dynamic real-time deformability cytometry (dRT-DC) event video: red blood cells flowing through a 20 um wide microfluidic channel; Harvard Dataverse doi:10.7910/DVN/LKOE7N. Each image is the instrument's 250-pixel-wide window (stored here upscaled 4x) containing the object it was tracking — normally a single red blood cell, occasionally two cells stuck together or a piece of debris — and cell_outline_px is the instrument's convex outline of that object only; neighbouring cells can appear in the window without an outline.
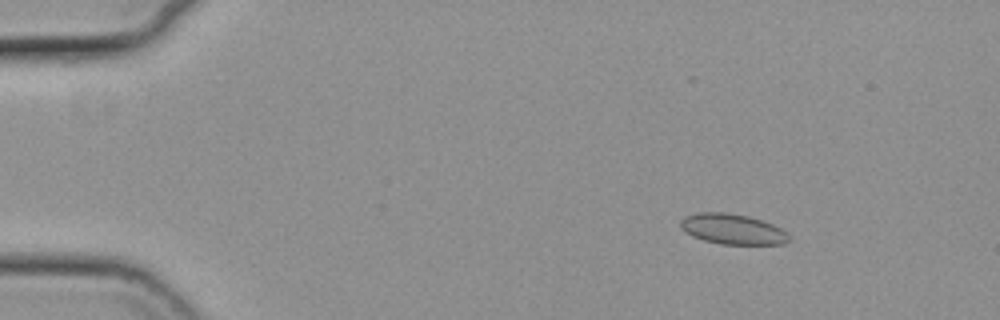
{"species": "common noctule bat (a hibernating species)", "species_latin": "Nyctalus noctula", "temperature_condition": "cold", "stored_images_in_passage": 57, "camera_frame_rate_fps": 3000, "um_per_image_px": 0.085, "animal": {"sex": "female", "body_mass_g": 19.3, "forearm_length_mm": 54.1}, "frame": {"image": 1, "passage_image": 9, "time_ms": 2.667, "image_size_px": [1000, 320], "cell_outline_px": [[792, 240], [784, 244], [720, 244], [704, 240], [692, 236], [680, 228], [680, 220], [684, 216], [696, 212], [728, 212], [748, 216], [772, 224], [780, 228], [792, 236]], "centroid_in_image_um": [62.27, 19.47], "position_along_channel_um": 22.7, "area_um2": 19.42}}
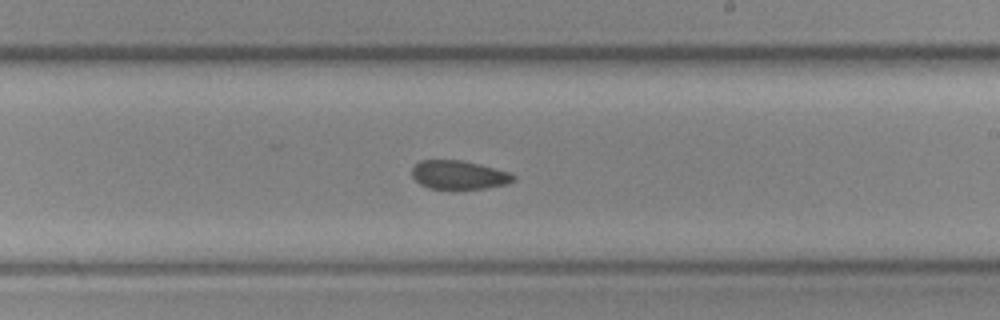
{"frame": {"image": 2, "passage_image": 35, "time_ms": 11.333, "image_size_px": [1000, 320], "cell_outline_px": [[516, 180], [504, 184], [484, 188], [428, 188], [420, 184], [412, 176], [412, 168], [420, 160], [460, 160], [508, 172], [516, 176]], "centroid_in_image_um": [38.96, 14.86], "position_along_channel_um": 250.0, "area_um2": 16.53}}
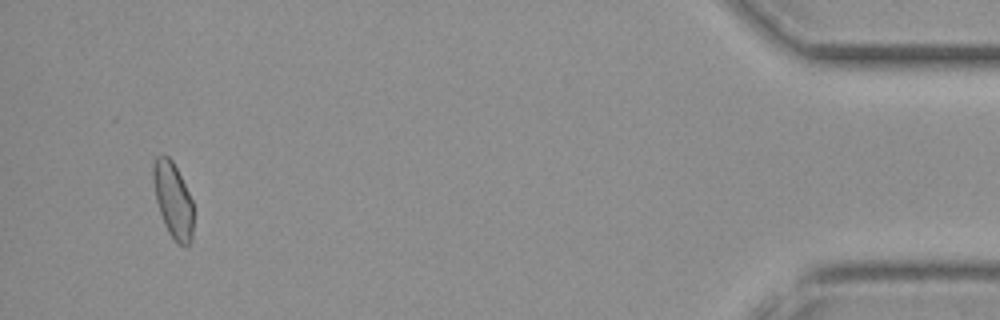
{"frame": {"image": 3, "passage_image": 55, "time_ms": 18.0, "image_size_px": [1000, 320], "cell_outline_px": [[192, 240], [188, 244], [176, 244], [168, 232], [164, 224], [156, 200], [152, 180], [152, 164], [156, 156], [168, 156], [172, 160], [192, 200]], "centroid_in_image_um": [14.68, 17.0], "position_along_channel_um": 420.5, "area_um2": 17.51}, "authors_computed_cell_mechanics": {"area_um2": 18.1492, "velocity_mm_per_s": 3.7094, "shape_relaxation_time_tau1_ms": null, "shape_relaxation_time_tau2_ms": 10.8759, "deformation_change_tau1": null, "deformation_change_tau2": 0.1308}}